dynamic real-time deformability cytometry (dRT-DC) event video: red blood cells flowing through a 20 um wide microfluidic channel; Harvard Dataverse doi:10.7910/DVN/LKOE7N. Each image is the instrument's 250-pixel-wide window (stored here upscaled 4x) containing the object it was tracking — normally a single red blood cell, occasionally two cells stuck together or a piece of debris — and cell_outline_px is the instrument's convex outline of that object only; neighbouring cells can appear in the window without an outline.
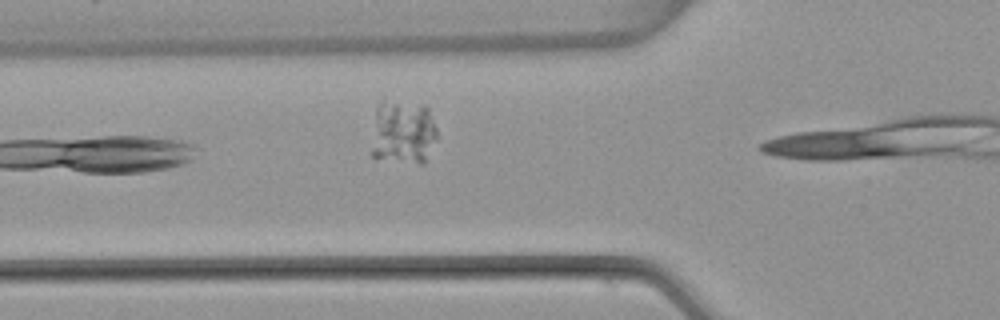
{"species": "common noctule bat (a hibernating species)", "species_latin": "Nyctalus noctula", "temperature_condition": "warm", "stored_images_in_passage": 3, "camera_frame_rate_fps": 3000, "um_per_image_px": 0.085, "animal": {"sex": "female", "body_mass_g": 22.7, "forearm_length_mm": 54.2}, "frame": {"image": 1, "passage_image": 2, "time_ms": 0.333, "image_size_px": [1000, 320], "cell_outline_px": [[436, 140], [424, 164], [420, 164], [372, 156], [372, 148], [376, 108], [384, 100], [424, 104], [428, 108], [436, 128]], "centroid_in_image_um": [34.29, 11.22], "position_along_channel_um": 91.5, "area_um2": 24.33}}